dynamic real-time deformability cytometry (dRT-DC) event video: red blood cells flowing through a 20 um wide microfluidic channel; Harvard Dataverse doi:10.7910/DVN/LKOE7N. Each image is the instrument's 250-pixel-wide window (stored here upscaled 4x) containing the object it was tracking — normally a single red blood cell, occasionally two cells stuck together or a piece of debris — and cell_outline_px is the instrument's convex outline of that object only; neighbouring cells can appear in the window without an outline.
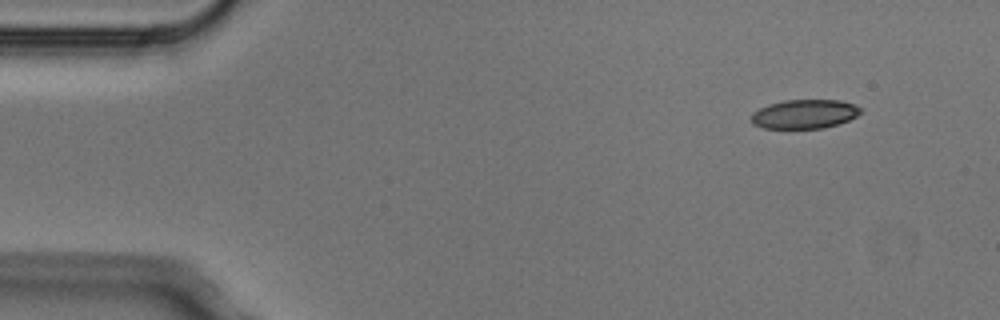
{"species": "Egyptian fruit bat (a non-hibernating species)", "species_latin": "Rousettus aegyptiacus", "temperature_condition": "cold", "stored_images_in_passage": 4, "camera_frame_rate_fps": 3000, "um_per_image_px": 0.085, "animal": {"sex": "male"}, "frame": {"image": 1, "passage_image": 1, "time_ms": 0.0, "image_size_px": [1000, 320], "cell_outline_px": [[860, 112], [856, 116], [848, 120], [824, 128], [764, 128], [752, 124], [752, 112], [768, 104], [784, 100], [840, 100], [852, 104], [860, 108]], "centroid_in_image_um": [68.34, 9.69], "position_along_channel_um": 16.7, "area_um2": 18.32}}
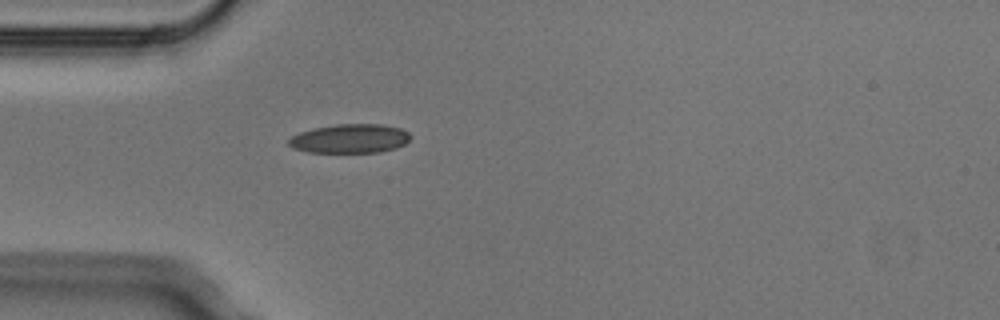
{"frame": {"image": 2, "passage_image": 4, "time_ms": 1.0, "image_size_px": [1000, 320], "cell_outline_px": [[412, 136], [404, 144], [396, 148], [380, 152], [308, 152], [292, 148], [288, 144], [288, 140], [292, 136], [300, 132], [312, 128], [336, 124], [380, 124], [400, 128], [408, 132]], "centroid_in_image_um": [29.73, 11.78], "position_along_channel_um": 55.3, "area_um2": 20.63}}